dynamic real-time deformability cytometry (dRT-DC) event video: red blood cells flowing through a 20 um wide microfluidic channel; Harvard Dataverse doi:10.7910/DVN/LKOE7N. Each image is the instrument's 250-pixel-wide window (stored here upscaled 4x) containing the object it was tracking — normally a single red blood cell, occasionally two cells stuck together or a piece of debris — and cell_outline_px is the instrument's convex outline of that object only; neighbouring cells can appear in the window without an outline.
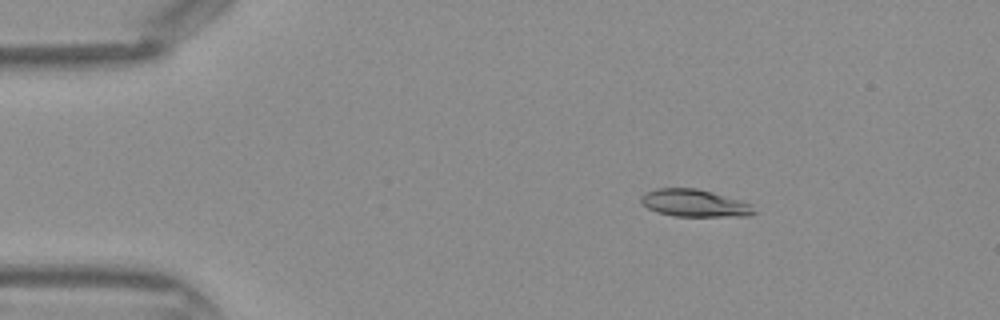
{"species": "Egyptian fruit bat (a non-hibernating species)", "species_latin": "Rousettus aegyptiacus", "temperature_condition": "warm", "stored_images_in_passage": 44, "camera_frame_rate_fps": 3000, "um_per_image_px": 0.085, "frame": {"image": 1, "passage_image": 7, "time_ms": 2.0, "image_size_px": [1000, 320], "cell_outline_px": [[756, 212], [752, 216], [672, 216], [656, 212], [640, 204], [640, 196], [644, 192], [656, 188], [696, 188], [712, 192], [740, 200], [752, 204]], "centroid_in_image_um": [59.0, 17.27], "position_along_channel_um": 26.0, "area_um2": 18.26}}
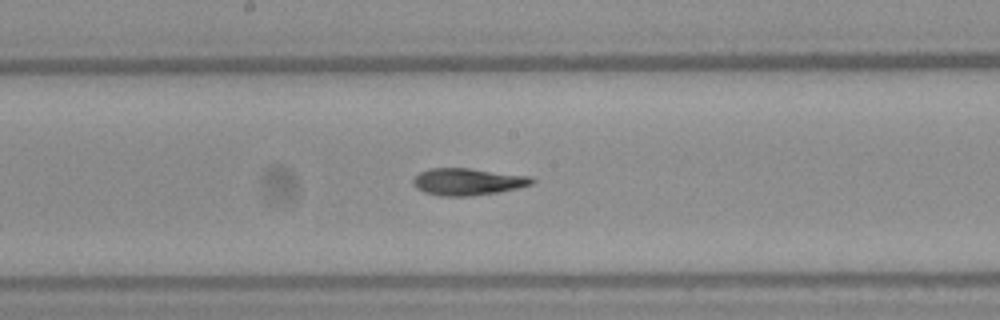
{"frame": {"image": 2, "passage_image": 23, "time_ms": 7.333, "image_size_px": [1000, 320], "cell_outline_px": [[536, 180], [532, 184], [520, 188], [500, 192], [472, 196], [440, 196], [424, 192], [416, 188], [412, 184], [412, 180], [420, 172], [428, 168], [468, 168], [532, 176]], "centroid_in_image_um": [39.78, 15.45], "position_along_channel_um": 208.4, "area_um2": 18.96}}
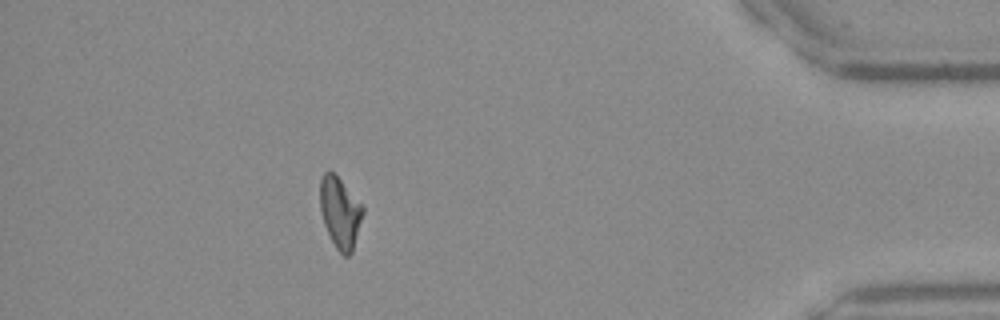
{"frame": {"image": 3, "passage_image": 39, "time_ms": 12.667, "image_size_px": [1000, 320], "cell_outline_px": [[364, 212], [352, 252], [348, 256], [344, 256], [336, 248], [324, 224], [320, 208], [320, 180], [324, 172], [332, 172], [364, 204]], "centroid_in_image_um": [28.93, 18.06], "position_along_channel_um": 406.3, "area_um2": 17.63}}